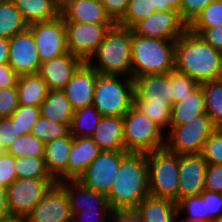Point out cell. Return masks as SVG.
<instances>
[{"instance_id":"cell-31","label":"cell","mask_w":222,"mask_h":222,"mask_svg":"<svg viewBox=\"0 0 222 222\" xmlns=\"http://www.w3.org/2000/svg\"><path fill=\"white\" fill-rule=\"evenodd\" d=\"M28 24L12 0H0V37L9 39L25 30Z\"/></svg>"},{"instance_id":"cell-13","label":"cell","mask_w":222,"mask_h":222,"mask_svg":"<svg viewBox=\"0 0 222 222\" xmlns=\"http://www.w3.org/2000/svg\"><path fill=\"white\" fill-rule=\"evenodd\" d=\"M126 153L127 151H101L77 180L90 189L107 195Z\"/></svg>"},{"instance_id":"cell-32","label":"cell","mask_w":222,"mask_h":222,"mask_svg":"<svg viewBox=\"0 0 222 222\" xmlns=\"http://www.w3.org/2000/svg\"><path fill=\"white\" fill-rule=\"evenodd\" d=\"M102 115L94 105L84 106L74 111L70 133L73 137H91Z\"/></svg>"},{"instance_id":"cell-34","label":"cell","mask_w":222,"mask_h":222,"mask_svg":"<svg viewBox=\"0 0 222 222\" xmlns=\"http://www.w3.org/2000/svg\"><path fill=\"white\" fill-rule=\"evenodd\" d=\"M45 144L33 134L19 136L7 152L14 157H44Z\"/></svg>"},{"instance_id":"cell-35","label":"cell","mask_w":222,"mask_h":222,"mask_svg":"<svg viewBox=\"0 0 222 222\" xmlns=\"http://www.w3.org/2000/svg\"><path fill=\"white\" fill-rule=\"evenodd\" d=\"M69 132L70 127L67 124L51 121L40 115L37 121L33 124L30 133L45 144L65 136Z\"/></svg>"},{"instance_id":"cell-54","label":"cell","mask_w":222,"mask_h":222,"mask_svg":"<svg viewBox=\"0 0 222 222\" xmlns=\"http://www.w3.org/2000/svg\"><path fill=\"white\" fill-rule=\"evenodd\" d=\"M11 216L8 207L7 188L0 185V220Z\"/></svg>"},{"instance_id":"cell-41","label":"cell","mask_w":222,"mask_h":222,"mask_svg":"<svg viewBox=\"0 0 222 222\" xmlns=\"http://www.w3.org/2000/svg\"><path fill=\"white\" fill-rule=\"evenodd\" d=\"M187 212V218L205 220L204 201L200 195L187 196L177 202L178 213Z\"/></svg>"},{"instance_id":"cell-57","label":"cell","mask_w":222,"mask_h":222,"mask_svg":"<svg viewBox=\"0 0 222 222\" xmlns=\"http://www.w3.org/2000/svg\"><path fill=\"white\" fill-rule=\"evenodd\" d=\"M182 221H185V222H211V221L202 220V219H191V218L186 219V216H185V218H182L179 221L176 220V222H182Z\"/></svg>"},{"instance_id":"cell-26","label":"cell","mask_w":222,"mask_h":222,"mask_svg":"<svg viewBox=\"0 0 222 222\" xmlns=\"http://www.w3.org/2000/svg\"><path fill=\"white\" fill-rule=\"evenodd\" d=\"M206 114L204 95L199 86L194 92L183 100L173 104L171 109L170 128L172 126L186 124Z\"/></svg>"},{"instance_id":"cell-47","label":"cell","mask_w":222,"mask_h":222,"mask_svg":"<svg viewBox=\"0 0 222 222\" xmlns=\"http://www.w3.org/2000/svg\"><path fill=\"white\" fill-rule=\"evenodd\" d=\"M204 188L209 191L222 193V165H207Z\"/></svg>"},{"instance_id":"cell-8","label":"cell","mask_w":222,"mask_h":222,"mask_svg":"<svg viewBox=\"0 0 222 222\" xmlns=\"http://www.w3.org/2000/svg\"><path fill=\"white\" fill-rule=\"evenodd\" d=\"M122 117L127 152L148 153L165 147L164 130L133 105Z\"/></svg>"},{"instance_id":"cell-37","label":"cell","mask_w":222,"mask_h":222,"mask_svg":"<svg viewBox=\"0 0 222 222\" xmlns=\"http://www.w3.org/2000/svg\"><path fill=\"white\" fill-rule=\"evenodd\" d=\"M39 116V106L19 105L9 118L12 120V123L15 124L17 134L24 135L31 132L32 126Z\"/></svg>"},{"instance_id":"cell-5","label":"cell","mask_w":222,"mask_h":222,"mask_svg":"<svg viewBox=\"0 0 222 222\" xmlns=\"http://www.w3.org/2000/svg\"><path fill=\"white\" fill-rule=\"evenodd\" d=\"M132 78L175 70V40L149 38L133 33Z\"/></svg>"},{"instance_id":"cell-27","label":"cell","mask_w":222,"mask_h":222,"mask_svg":"<svg viewBox=\"0 0 222 222\" xmlns=\"http://www.w3.org/2000/svg\"><path fill=\"white\" fill-rule=\"evenodd\" d=\"M39 107L44 118L71 126L74 110L63 90H49Z\"/></svg>"},{"instance_id":"cell-16","label":"cell","mask_w":222,"mask_h":222,"mask_svg":"<svg viewBox=\"0 0 222 222\" xmlns=\"http://www.w3.org/2000/svg\"><path fill=\"white\" fill-rule=\"evenodd\" d=\"M26 219L27 222H72L65 189L58 182L53 184Z\"/></svg>"},{"instance_id":"cell-6","label":"cell","mask_w":222,"mask_h":222,"mask_svg":"<svg viewBox=\"0 0 222 222\" xmlns=\"http://www.w3.org/2000/svg\"><path fill=\"white\" fill-rule=\"evenodd\" d=\"M125 79L122 80L120 78ZM133 78L121 75L98 74L93 105L102 116L122 117L133 105Z\"/></svg>"},{"instance_id":"cell-19","label":"cell","mask_w":222,"mask_h":222,"mask_svg":"<svg viewBox=\"0 0 222 222\" xmlns=\"http://www.w3.org/2000/svg\"><path fill=\"white\" fill-rule=\"evenodd\" d=\"M83 62L81 58L68 51L41 63L38 74L47 84L49 90H62Z\"/></svg>"},{"instance_id":"cell-59","label":"cell","mask_w":222,"mask_h":222,"mask_svg":"<svg viewBox=\"0 0 222 222\" xmlns=\"http://www.w3.org/2000/svg\"><path fill=\"white\" fill-rule=\"evenodd\" d=\"M6 152H7V150L2 145H0V155L4 154Z\"/></svg>"},{"instance_id":"cell-21","label":"cell","mask_w":222,"mask_h":222,"mask_svg":"<svg viewBox=\"0 0 222 222\" xmlns=\"http://www.w3.org/2000/svg\"><path fill=\"white\" fill-rule=\"evenodd\" d=\"M64 22L115 24L100 0H69L60 7Z\"/></svg>"},{"instance_id":"cell-25","label":"cell","mask_w":222,"mask_h":222,"mask_svg":"<svg viewBox=\"0 0 222 222\" xmlns=\"http://www.w3.org/2000/svg\"><path fill=\"white\" fill-rule=\"evenodd\" d=\"M144 222H176L180 213L177 203L166 198L145 197L135 208Z\"/></svg>"},{"instance_id":"cell-29","label":"cell","mask_w":222,"mask_h":222,"mask_svg":"<svg viewBox=\"0 0 222 222\" xmlns=\"http://www.w3.org/2000/svg\"><path fill=\"white\" fill-rule=\"evenodd\" d=\"M21 12L25 22L49 21L60 15V7L55 0H12Z\"/></svg>"},{"instance_id":"cell-18","label":"cell","mask_w":222,"mask_h":222,"mask_svg":"<svg viewBox=\"0 0 222 222\" xmlns=\"http://www.w3.org/2000/svg\"><path fill=\"white\" fill-rule=\"evenodd\" d=\"M98 74L88 62H83L62 89L74 111L93 103Z\"/></svg>"},{"instance_id":"cell-58","label":"cell","mask_w":222,"mask_h":222,"mask_svg":"<svg viewBox=\"0 0 222 222\" xmlns=\"http://www.w3.org/2000/svg\"><path fill=\"white\" fill-rule=\"evenodd\" d=\"M59 7H61L64 3H66L69 0H55Z\"/></svg>"},{"instance_id":"cell-60","label":"cell","mask_w":222,"mask_h":222,"mask_svg":"<svg viewBox=\"0 0 222 222\" xmlns=\"http://www.w3.org/2000/svg\"><path fill=\"white\" fill-rule=\"evenodd\" d=\"M214 222H222V216L216 219Z\"/></svg>"},{"instance_id":"cell-50","label":"cell","mask_w":222,"mask_h":222,"mask_svg":"<svg viewBox=\"0 0 222 222\" xmlns=\"http://www.w3.org/2000/svg\"><path fill=\"white\" fill-rule=\"evenodd\" d=\"M105 13L116 24L125 14L130 0H100Z\"/></svg>"},{"instance_id":"cell-49","label":"cell","mask_w":222,"mask_h":222,"mask_svg":"<svg viewBox=\"0 0 222 222\" xmlns=\"http://www.w3.org/2000/svg\"><path fill=\"white\" fill-rule=\"evenodd\" d=\"M19 136L21 135L17 134L15 124L9 117L0 118V145L8 150Z\"/></svg>"},{"instance_id":"cell-23","label":"cell","mask_w":222,"mask_h":222,"mask_svg":"<svg viewBox=\"0 0 222 222\" xmlns=\"http://www.w3.org/2000/svg\"><path fill=\"white\" fill-rule=\"evenodd\" d=\"M123 131V117L102 116L91 139L101 151H126Z\"/></svg>"},{"instance_id":"cell-53","label":"cell","mask_w":222,"mask_h":222,"mask_svg":"<svg viewBox=\"0 0 222 222\" xmlns=\"http://www.w3.org/2000/svg\"><path fill=\"white\" fill-rule=\"evenodd\" d=\"M155 11H177L181 17V0H153Z\"/></svg>"},{"instance_id":"cell-4","label":"cell","mask_w":222,"mask_h":222,"mask_svg":"<svg viewBox=\"0 0 222 222\" xmlns=\"http://www.w3.org/2000/svg\"><path fill=\"white\" fill-rule=\"evenodd\" d=\"M133 31L131 28L114 24L105 34L96 52L87 61L99 74L132 77L131 49ZM93 57L97 59L92 63Z\"/></svg>"},{"instance_id":"cell-11","label":"cell","mask_w":222,"mask_h":222,"mask_svg":"<svg viewBox=\"0 0 222 222\" xmlns=\"http://www.w3.org/2000/svg\"><path fill=\"white\" fill-rule=\"evenodd\" d=\"M114 24L65 22L68 51L87 62Z\"/></svg>"},{"instance_id":"cell-40","label":"cell","mask_w":222,"mask_h":222,"mask_svg":"<svg viewBox=\"0 0 222 222\" xmlns=\"http://www.w3.org/2000/svg\"><path fill=\"white\" fill-rule=\"evenodd\" d=\"M201 154L208 164L222 165V128H216L204 143Z\"/></svg>"},{"instance_id":"cell-33","label":"cell","mask_w":222,"mask_h":222,"mask_svg":"<svg viewBox=\"0 0 222 222\" xmlns=\"http://www.w3.org/2000/svg\"><path fill=\"white\" fill-rule=\"evenodd\" d=\"M17 179H54L44 157H15Z\"/></svg>"},{"instance_id":"cell-48","label":"cell","mask_w":222,"mask_h":222,"mask_svg":"<svg viewBox=\"0 0 222 222\" xmlns=\"http://www.w3.org/2000/svg\"><path fill=\"white\" fill-rule=\"evenodd\" d=\"M113 209L99 210H82L81 212H74L72 214V222H111ZM94 216H97L94 218ZM107 217V218H106ZM110 219V220H109Z\"/></svg>"},{"instance_id":"cell-42","label":"cell","mask_w":222,"mask_h":222,"mask_svg":"<svg viewBox=\"0 0 222 222\" xmlns=\"http://www.w3.org/2000/svg\"><path fill=\"white\" fill-rule=\"evenodd\" d=\"M200 196L204 201L205 220L214 222L222 216V193L205 189Z\"/></svg>"},{"instance_id":"cell-55","label":"cell","mask_w":222,"mask_h":222,"mask_svg":"<svg viewBox=\"0 0 222 222\" xmlns=\"http://www.w3.org/2000/svg\"><path fill=\"white\" fill-rule=\"evenodd\" d=\"M9 61V39L0 37V65L8 64Z\"/></svg>"},{"instance_id":"cell-30","label":"cell","mask_w":222,"mask_h":222,"mask_svg":"<svg viewBox=\"0 0 222 222\" xmlns=\"http://www.w3.org/2000/svg\"><path fill=\"white\" fill-rule=\"evenodd\" d=\"M207 116L215 128H222V78L200 84Z\"/></svg>"},{"instance_id":"cell-1","label":"cell","mask_w":222,"mask_h":222,"mask_svg":"<svg viewBox=\"0 0 222 222\" xmlns=\"http://www.w3.org/2000/svg\"><path fill=\"white\" fill-rule=\"evenodd\" d=\"M175 70L199 84L222 78V52L187 28L175 40Z\"/></svg>"},{"instance_id":"cell-24","label":"cell","mask_w":222,"mask_h":222,"mask_svg":"<svg viewBox=\"0 0 222 222\" xmlns=\"http://www.w3.org/2000/svg\"><path fill=\"white\" fill-rule=\"evenodd\" d=\"M100 152L91 137H74L67 161V179H78Z\"/></svg>"},{"instance_id":"cell-15","label":"cell","mask_w":222,"mask_h":222,"mask_svg":"<svg viewBox=\"0 0 222 222\" xmlns=\"http://www.w3.org/2000/svg\"><path fill=\"white\" fill-rule=\"evenodd\" d=\"M8 64L18 76L39 72L41 62L29 27L9 38Z\"/></svg>"},{"instance_id":"cell-12","label":"cell","mask_w":222,"mask_h":222,"mask_svg":"<svg viewBox=\"0 0 222 222\" xmlns=\"http://www.w3.org/2000/svg\"><path fill=\"white\" fill-rule=\"evenodd\" d=\"M28 27L33 33L41 63L68 52L65 22L61 15Z\"/></svg>"},{"instance_id":"cell-10","label":"cell","mask_w":222,"mask_h":222,"mask_svg":"<svg viewBox=\"0 0 222 222\" xmlns=\"http://www.w3.org/2000/svg\"><path fill=\"white\" fill-rule=\"evenodd\" d=\"M56 182L55 179H16L7 187L11 216L26 217Z\"/></svg>"},{"instance_id":"cell-56","label":"cell","mask_w":222,"mask_h":222,"mask_svg":"<svg viewBox=\"0 0 222 222\" xmlns=\"http://www.w3.org/2000/svg\"><path fill=\"white\" fill-rule=\"evenodd\" d=\"M0 222H27V219L23 216H9L0 220Z\"/></svg>"},{"instance_id":"cell-39","label":"cell","mask_w":222,"mask_h":222,"mask_svg":"<svg viewBox=\"0 0 222 222\" xmlns=\"http://www.w3.org/2000/svg\"><path fill=\"white\" fill-rule=\"evenodd\" d=\"M170 84L173 91L174 103L183 100L200 86L197 81L187 74L180 73L176 70L170 71Z\"/></svg>"},{"instance_id":"cell-51","label":"cell","mask_w":222,"mask_h":222,"mask_svg":"<svg viewBox=\"0 0 222 222\" xmlns=\"http://www.w3.org/2000/svg\"><path fill=\"white\" fill-rule=\"evenodd\" d=\"M17 78L18 75L9 64L0 65V88L16 86Z\"/></svg>"},{"instance_id":"cell-44","label":"cell","mask_w":222,"mask_h":222,"mask_svg":"<svg viewBox=\"0 0 222 222\" xmlns=\"http://www.w3.org/2000/svg\"><path fill=\"white\" fill-rule=\"evenodd\" d=\"M16 179L15 157L8 152L0 155V185L7 188Z\"/></svg>"},{"instance_id":"cell-46","label":"cell","mask_w":222,"mask_h":222,"mask_svg":"<svg viewBox=\"0 0 222 222\" xmlns=\"http://www.w3.org/2000/svg\"><path fill=\"white\" fill-rule=\"evenodd\" d=\"M201 36L214 49L222 52V25L217 27H188Z\"/></svg>"},{"instance_id":"cell-17","label":"cell","mask_w":222,"mask_h":222,"mask_svg":"<svg viewBox=\"0 0 222 222\" xmlns=\"http://www.w3.org/2000/svg\"><path fill=\"white\" fill-rule=\"evenodd\" d=\"M207 165L201 153L180 154L178 201L187 196L200 195L205 190Z\"/></svg>"},{"instance_id":"cell-22","label":"cell","mask_w":222,"mask_h":222,"mask_svg":"<svg viewBox=\"0 0 222 222\" xmlns=\"http://www.w3.org/2000/svg\"><path fill=\"white\" fill-rule=\"evenodd\" d=\"M74 137L67 135L45 143L44 160L47 170L57 181L67 179V161Z\"/></svg>"},{"instance_id":"cell-7","label":"cell","mask_w":222,"mask_h":222,"mask_svg":"<svg viewBox=\"0 0 222 222\" xmlns=\"http://www.w3.org/2000/svg\"><path fill=\"white\" fill-rule=\"evenodd\" d=\"M149 194L178 202L180 154L166 147L146 153Z\"/></svg>"},{"instance_id":"cell-52","label":"cell","mask_w":222,"mask_h":222,"mask_svg":"<svg viewBox=\"0 0 222 222\" xmlns=\"http://www.w3.org/2000/svg\"><path fill=\"white\" fill-rule=\"evenodd\" d=\"M111 218V222H144L135 209L113 210Z\"/></svg>"},{"instance_id":"cell-38","label":"cell","mask_w":222,"mask_h":222,"mask_svg":"<svg viewBox=\"0 0 222 222\" xmlns=\"http://www.w3.org/2000/svg\"><path fill=\"white\" fill-rule=\"evenodd\" d=\"M222 25V0L210 2L188 27H217Z\"/></svg>"},{"instance_id":"cell-43","label":"cell","mask_w":222,"mask_h":222,"mask_svg":"<svg viewBox=\"0 0 222 222\" xmlns=\"http://www.w3.org/2000/svg\"><path fill=\"white\" fill-rule=\"evenodd\" d=\"M18 106L17 86L0 88V118L10 117Z\"/></svg>"},{"instance_id":"cell-14","label":"cell","mask_w":222,"mask_h":222,"mask_svg":"<svg viewBox=\"0 0 222 222\" xmlns=\"http://www.w3.org/2000/svg\"><path fill=\"white\" fill-rule=\"evenodd\" d=\"M187 28L177 11H155L131 27L134 34L165 40H176Z\"/></svg>"},{"instance_id":"cell-28","label":"cell","mask_w":222,"mask_h":222,"mask_svg":"<svg viewBox=\"0 0 222 222\" xmlns=\"http://www.w3.org/2000/svg\"><path fill=\"white\" fill-rule=\"evenodd\" d=\"M16 86L18 103L23 106H40L49 91L38 73L18 76Z\"/></svg>"},{"instance_id":"cell-2","label":"cell","mask_w":222,"mask_h":222,"mask_svg":"<svg viewBox=\"0 0 222 222\" xmlns=\"http://www.w3.org/2000/svg\"><path fill=\"white\" fill-rule=\"evenodd\" d=\"M149 195L146 153L127 152L120 161L115 181L107 194L111 208L135 209Z\"/></svg>"},{"instance_id":"cell-20","label":"cell","mask_w":222,"mask_h":222,"mask_svg":"<svg viewBox=\"0 0 222 222\" xmlns=\"http://www.w3.org/2000/svg\"><path fill=\"white\" fill-rule=\"evenodd\" d=\"M66 191L71 213L81 212L82 210L112 209L107 195L96 192L93 189L83 185L77 179H66L58 182Z\"/></svg>"},{"instance_id":"cell-3","label":"cell","mask_w":222,"mask_h":222,"mask_svg":"<svg viewBox=\"0 0 222 222\" xmlns=\"http://www.w3.org/2000/svg\"><path fill=\"white\" fill-rule=\"evenodd\" d=\"M133 106L153 120L164 131L170 129L173 91L170 84V72L165 74H147L133 78Z\"/></svg>"},{"instance_id":"cell-45","label":"cell","mask_w":222,"mask_h":222,"mask_svg":"<svg viewBox=\"0 0 222 222\" xmlns=\"http://www.w3.org/2000/svg\"><path fill=\"white\" fill-rule=\"evenodd\" d=\"M214 0H181V19L189 25Z\"/></svg>"},{"instance_id":"cell-9","label":"cell","mask_w":222,"mask_h":222,"mask_svg":"<svg viewBox=\"0 0 222 222\" xmlns=\"http://www.w3.org/2000/svg\"><path fill=\"white\" fill-rule=\"evenodd\" d=\"M216 128L204 114L189 123L172 126L166 131L165 147L177 154L201 153L204 143Z\"/></svg>"},{"instance_id":"cell-36","label":"cell","mask_w":222,"mask_h":222,"mask_svg":"<svg viewBox=\"0 0 222 222\" xmlns=\"http://www.w3.org/2000/svg\"><path fill=\"white\" fill-rule=\"evenodd\" d=\"M154 12L153 0H130L124 16L116 24L131 28L136 22Z\"/></svg>"}]
</instances>
